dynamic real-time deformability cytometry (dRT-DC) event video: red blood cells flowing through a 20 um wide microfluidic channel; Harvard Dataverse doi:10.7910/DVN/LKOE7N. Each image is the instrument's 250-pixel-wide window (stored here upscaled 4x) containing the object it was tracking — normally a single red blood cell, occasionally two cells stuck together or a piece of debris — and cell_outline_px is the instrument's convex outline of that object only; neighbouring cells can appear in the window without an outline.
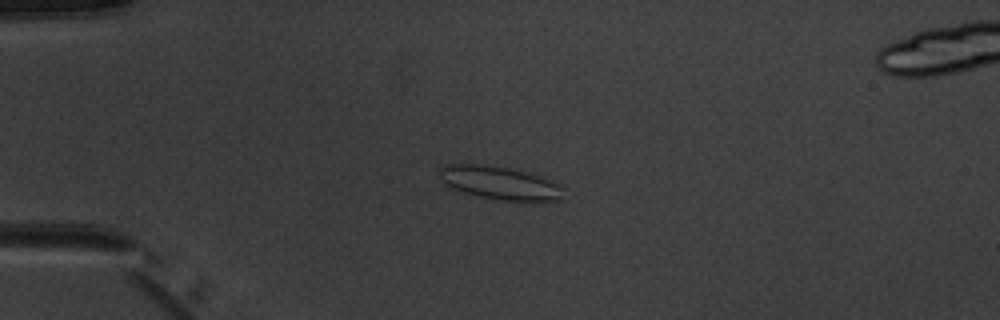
{"species": "common noctule bat (a hibernating species)", "species_latin": "Nyctalus noctula", "temperature_condition": "warm", "stored_images_in_passage": 6, "camera_frame_rate_fps": 3000, "um_per_image_px": 0.085, "animal": {"sex": "male", "body_mass_g": 20.1, "forearm_length_mm": 53.5}, "frame": {"image": 1, "passage_image": 3, "time_ms": 2.333, "image_size_px": [1000, 320], "cell_outline_px": [[564, 200], [532, 204], [500, 200], [476, 196], [452, 188], [444, 184], [440, 176], [440, 168], [444, 164], [480, 164], [516, 168], [560, 184], [564, 188]], "centroid_in_image_um": [42.59, 15.59], "position_along_channel_um": 42.4, "area_um2": 25.03}}
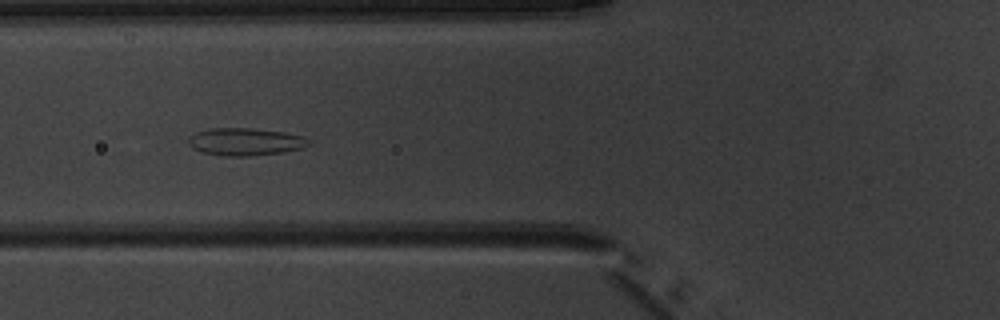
{"frame": {"image": 2, "passage_image": 5, "time_ms": 4.667, "image_size_px": [1000, 320], "cell_outline_px": [[312, 144], [304, 148], [284, 152], [248, 156], [224, 156], [200, 152], [192, 148], [188, 144], [188, 136], [196, 132], [208, 128], [248, 128], [284, 132], [304, 136], [312, 140]], "centroid_in_image_um": [20.87, 12.05], "position_along_channel_um": 104.9, "area_um2": 19.65}}
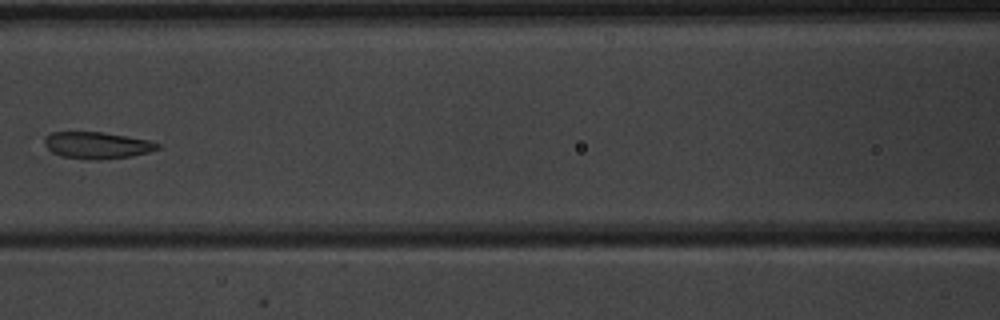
{"frame": {"image": 3, "passage_image": 6, "time_ms": 6.0, "image_size_px": [1000, 320], "cell_outline_px": [[160, 148], [148, 152], [132, 156], [100, 160], [88, 160], [60, 156], [52, 152], [44, 144], [44, 136], [52, 132], [104, 132], [148, 140], [160, 144]], "centroid_in_image_um": [8.22, 12.35], "position_along_channel_um": 158.4, "area_um2": 17.74}}